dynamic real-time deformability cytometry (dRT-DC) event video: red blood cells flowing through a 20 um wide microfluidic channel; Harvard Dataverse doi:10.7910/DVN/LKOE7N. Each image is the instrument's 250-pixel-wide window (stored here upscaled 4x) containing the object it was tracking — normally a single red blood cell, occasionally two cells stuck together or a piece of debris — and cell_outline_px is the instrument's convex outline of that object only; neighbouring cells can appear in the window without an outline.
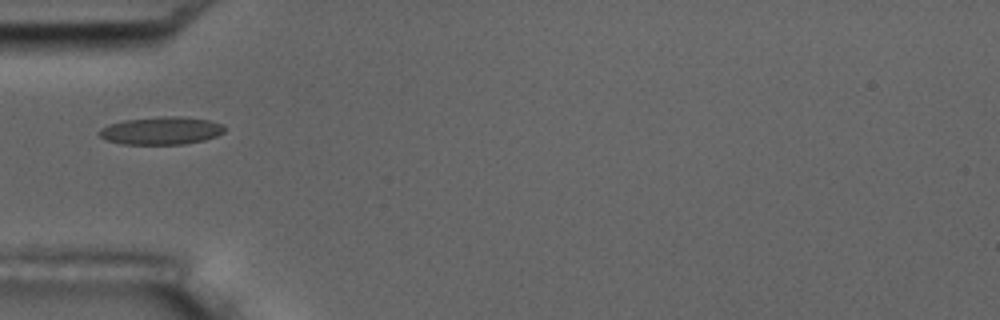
{"species": "common noctule bat (a hibernating species)", "species_latin": "Nyctalus noctula", "temperature_condition": "room temperature", "stored_images_in_passage": 8, "camera_frame_rate_fps": 3000, "um_per_image_px": 0.085, "animal": {"sex": "male", "body_mass_g": 17.5, "forearm_length_mm": 52.3}, "frame": {"image": 1, "passage_image": 6, "time_ms": 6.667, "image_size_px": [1000, 320], "cell_outline_px": [[224, 132], [216, 136], [204, 140], [184, 144], [120, 144], [108, 140], [100, 136], [96, 132], [100, 128], [108, 124], [124, 120], [160, 116], [184, 116], [208, 120], [220, 124], [224, 128]], "centroid_in_image_um": [13.66, 11.1], "position_along_channel_um": 71.3, "area_um2": 20.35}}